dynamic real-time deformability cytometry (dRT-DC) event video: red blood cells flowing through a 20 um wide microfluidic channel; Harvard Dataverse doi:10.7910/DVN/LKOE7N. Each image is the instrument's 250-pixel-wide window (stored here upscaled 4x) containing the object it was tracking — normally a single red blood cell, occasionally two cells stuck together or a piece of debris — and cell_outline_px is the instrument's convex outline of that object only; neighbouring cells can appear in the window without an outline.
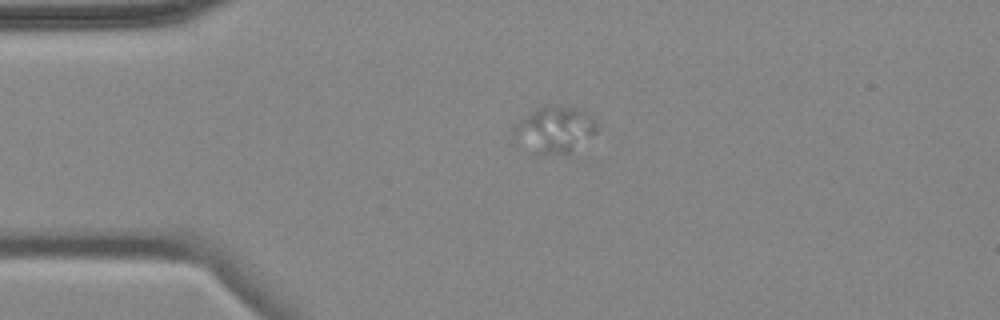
{"species": "common noctule bat (a hibernating species)", "species_latin": "Nyctalus noctula", "temperature_condition": "cold", "stored_images_in_passage": 6, "camera_frame_rate_fps": 3000, "um_per_image_px": 0.085, "animal": {"sex": "female", "body_mass_g": 18.4}, "frame": {"image": 1, "passage_image": 5, "time_ms": 4.667, "image_size_px": [1000, 320], "cell_outline_px": [[600, 128], [596, 132], [568, 156], [544, 156], [516, 148], [512, 128], [520, 120], [532, 112], [548, 104], [560, 104], [576, 108], [592, 116], [596, 120]], "centroid_in_image_um": [47.11, 11.09], "position_along_channel_um": 37.9, "area_um2": 23.76}}